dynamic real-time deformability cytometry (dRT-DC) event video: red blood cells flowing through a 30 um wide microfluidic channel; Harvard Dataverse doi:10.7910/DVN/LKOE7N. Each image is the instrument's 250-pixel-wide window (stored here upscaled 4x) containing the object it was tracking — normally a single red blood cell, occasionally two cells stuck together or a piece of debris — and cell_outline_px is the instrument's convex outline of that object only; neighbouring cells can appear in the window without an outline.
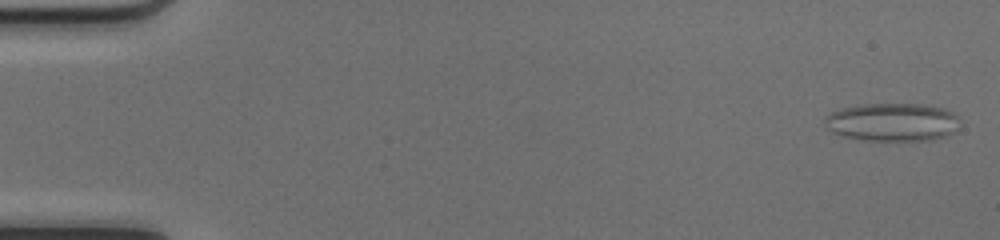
{"species": "common noctule bat (a hibernating species)", "species_latin": "Nyctalus noctula", "temperature_condition": "cold", "stored_images_in_passage": 11, "camera_frame_rate_fps": 3000, "um_per_image_px": 0.085, "animal": {"sex": "female", "body_mass_g": 17.0, "forearm_length_mm": 48.0}, "frame": {"image": 1, "passage_image": 2, "time_ms": 0.333, "image_size_px": [1000, 240], "cell_outline_px": [[956, 128], [944, 136], [932, 140], [868, 140], [844, 136], [832, 132], [828, 128], [828, 116], [832, 112], [844, 108], [864, 104], [924, 104], [940, 108], [952, 112], [956, 116]], "centroid_in_image_um": [75.86, 10.38], "position_along_channel_um": 9.1, "area_um2": 29.13}}